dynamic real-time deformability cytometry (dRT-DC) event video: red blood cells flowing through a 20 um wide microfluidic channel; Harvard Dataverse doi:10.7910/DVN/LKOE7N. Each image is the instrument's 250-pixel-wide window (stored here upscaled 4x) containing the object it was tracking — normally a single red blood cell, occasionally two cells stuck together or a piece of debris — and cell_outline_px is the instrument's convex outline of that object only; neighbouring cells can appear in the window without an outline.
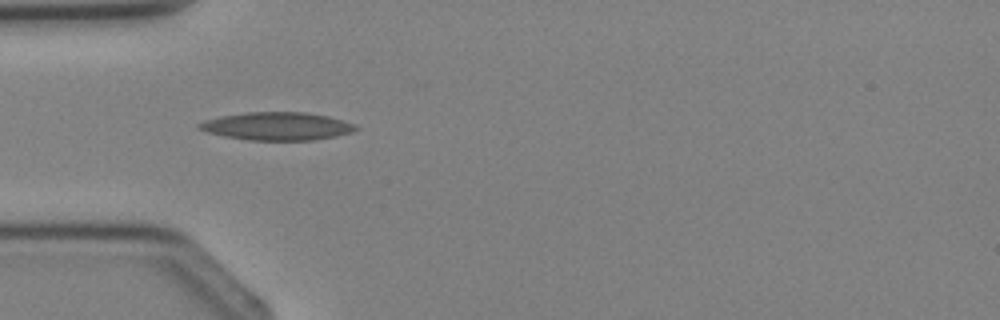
{"species": "Egyptian fruit bat (a non-hibernating species)", "species_latin": "Rousettus aegyptiacus", "temperature_condition": "cold", "stored_images_in_passage": 2, "camera_frame_rate_fps": 3000, "um_per_image_px": 0.085, "animal": {"sex": "female"}, "frame": {"image": 1, "passage_image": 2, "time_ms": 1.0, "image_size_px": [1000, 320], "cell_outline_px": [[360, 128], [352, 132], [336, 136], [312, 140], [248, 140], [224, 136], [208, 132], [196, 128], [196, 124], [204, 120], [220, 116], [248, 112], [304, 112], [328, 116], [356, 124]], "centroid_in_image_um": [23.54, 10.72], "position_along_channel_um": 61.5, "area_um2": 25.61}}